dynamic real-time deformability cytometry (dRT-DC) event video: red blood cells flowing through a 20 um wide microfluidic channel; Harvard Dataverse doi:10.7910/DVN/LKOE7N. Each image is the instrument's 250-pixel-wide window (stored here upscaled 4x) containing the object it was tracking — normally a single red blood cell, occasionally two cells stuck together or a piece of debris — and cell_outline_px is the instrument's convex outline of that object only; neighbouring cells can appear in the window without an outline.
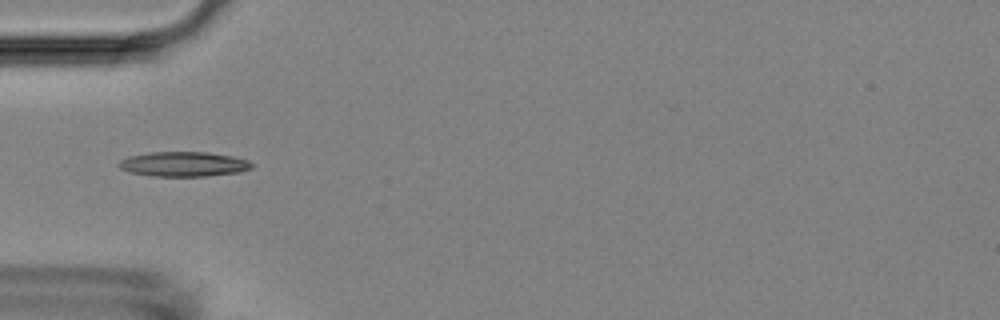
{"species": "Egyptian fruit bat (a non-hibernating species)", "species_latin": "Rousettus aegyptiacus", "temperature_condition": "room temperature", "stored_images_in_passage": 35, "camera_frame_rate_fps": 3000, "um_per_image_px": 0.085, "animal": {"sex": "female"}, "frame": {"image": 1, "passage_image": 1, "time_ms": 0.0, "image_size_px": [1000, 320], "cell_outline_px": [[252, 168], [240, 172], [204, 176], [152, 176], [132, 172], [120, 168], [116, 164], [120, 160], [128, 156], [148, 152], [208, 152], [232, 156], [248, 160], [252, 164]], "centroid_in_image_um": [15.59, 13.94], "position_along_channel_um": 69.4, "area_um2": 19.19}}
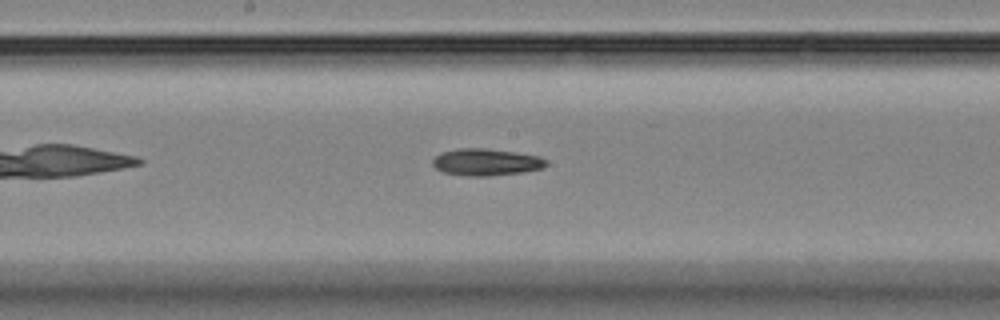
{"frame": {"image": 2, "passage_image": 12, "time_ms": 3.667, "image_size_px": [1000, 320], "cell_outline_px": [[548, 164], [544, 168], [524, 172], [488, 176], [468, 176], [444, 172], [436, 168], [432, 164], [432, 160], [440, 152], [456, 148], [484, 148], [540, 156], [548, 160]], "centroid_in_image_um": [41.34, 13.78], "position_along_channel_um": 206.9, "area_um2": 17.92}}
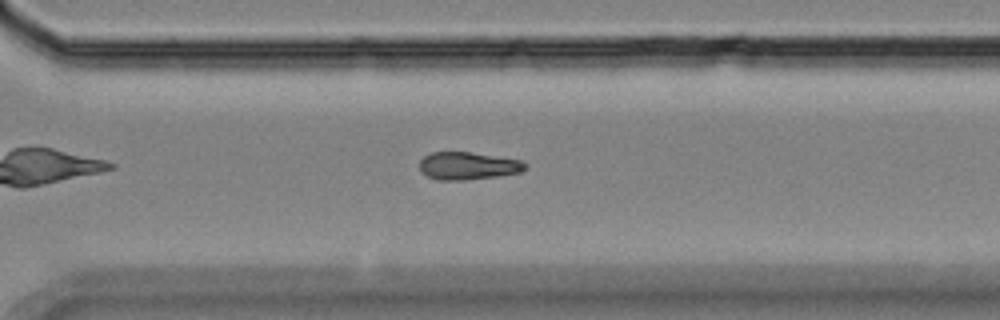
{"frame": {"image": 3, "passage_image": 22, "time_ms": 7.0, "image_size_px": [1000, 320], "cell_outline_px": [[528, 168], [520, 172], [500, 176], [464, 180], [436, 180], [420, 172], [420, 160], [424, 156], [432, 152], [468, 152], [520, 160], [528, 164]], "centroid_in_image_um": [39.77, 14.11], "position_along_channel_um": 330.8, "area_um2": 17.05}, "authors_computed_cell_mechanics": {"area_um2": 17.3978, "velocity_mm_per_s": 3.7274, "shape_relaxation_time_tau1_ms": 3.1294, "shape_relaxation_time_tau2_ms": null, "deformation_change_tau1": 0.0921, "deformation_change_tau2": null}}